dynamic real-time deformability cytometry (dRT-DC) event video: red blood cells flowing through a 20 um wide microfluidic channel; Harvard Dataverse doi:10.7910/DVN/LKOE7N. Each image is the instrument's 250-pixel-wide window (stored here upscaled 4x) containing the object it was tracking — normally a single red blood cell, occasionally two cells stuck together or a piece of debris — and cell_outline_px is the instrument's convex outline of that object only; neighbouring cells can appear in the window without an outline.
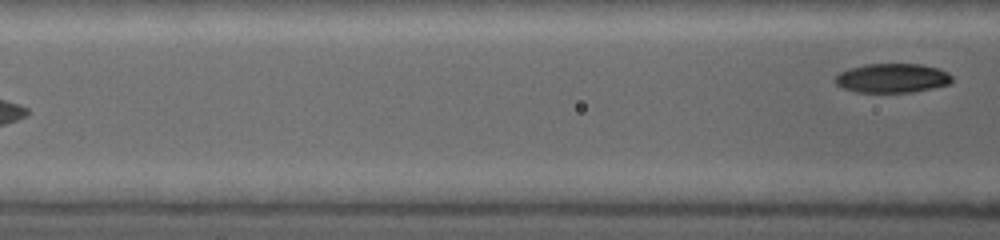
{"species": "common noctule bat (a hibernating species)", "species_latin": "Nyctalus noctula", "temperature_condition": "warm", "stored_images_in_passage": 5, "segment_of_instrument_passage": [2, 2], "camera_frame_rate_fps": 5000, "um_per_image_px": 0.085, "animal": {"sex": "female", "body_mass_g": 19.0, "forearm_length_mm": 53.3}, "frame": {"image": 1, "passage_image": 5, "time_ms": 4.4, "image_size_px": [1000, 240], "cell_outline_px": [[952, 80], [948, 84], [932, 88], [912, 92], [856, 92], [844, 88], [836, 84], [836, 76], [840, 72], [848, 68], [864, 64], [924, 64], [948, 72], [952, 76]], "centroid_in_image_um": [75.84, 6.63], "position_along_channel_um": 90.8, "area_um2": 19.83}}